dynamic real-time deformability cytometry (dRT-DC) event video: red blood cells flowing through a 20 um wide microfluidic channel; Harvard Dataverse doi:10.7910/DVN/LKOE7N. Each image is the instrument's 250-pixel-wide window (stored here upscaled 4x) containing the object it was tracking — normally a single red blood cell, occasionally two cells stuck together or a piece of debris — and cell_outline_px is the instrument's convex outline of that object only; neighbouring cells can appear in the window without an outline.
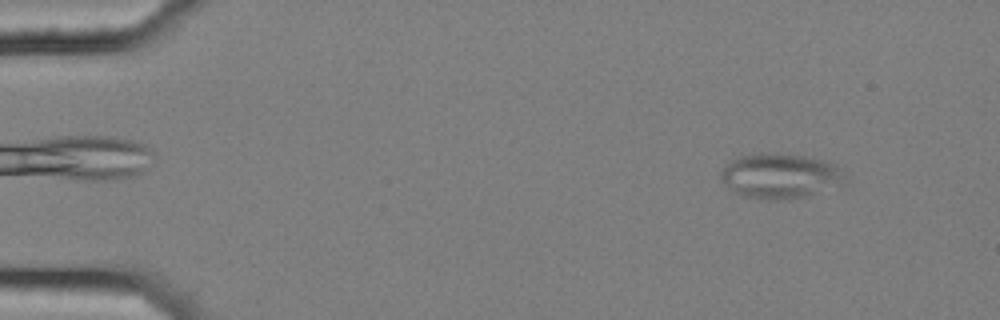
{"species": "common noctule bat (a hibernating species)", "species_latin": "Nyctalus noctula", "temperature_condition": "cold", "stored_images_in_passage": 3, "camera_frame_rate_fps": 3000, "um_per_image_px": 0.085, "animal": {"sex": "female", "body_mass_g": 25.1}, "frame": {"image": 1, "passage_image": 1, "time_ms": 0.0, "image_size_px": [1000, 320], "cell_outline_px": [[848, 180], [844, 184], [804, 196], [744, 196], [728, 188], [720, 176], [720, 172], [736, 156], [760, 152], [776, 152], [804, 156], [828, 160], [836, 164]], "centroid_in_image_um": [66.35, 14.86], "position_along_channel_um": 18.6, "area_um2": 31.79}}